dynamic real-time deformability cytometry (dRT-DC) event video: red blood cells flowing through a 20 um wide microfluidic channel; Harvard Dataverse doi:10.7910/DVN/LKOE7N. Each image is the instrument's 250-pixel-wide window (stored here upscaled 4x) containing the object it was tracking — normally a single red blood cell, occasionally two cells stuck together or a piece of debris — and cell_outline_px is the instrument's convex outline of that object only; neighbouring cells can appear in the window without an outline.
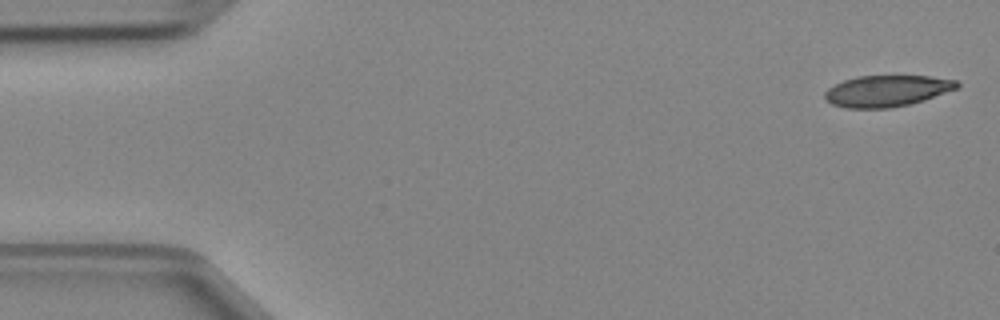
{"species": "Egyptian fruit bat (a non-hibernating species)", "species_latin": "Rousettus aegyptiacus", "temperature_condition": "cold", "stored_images_in_passage": 5, "camera_frame_rate_fps": 3000, "um_per_image_px": 0.085, "animal": {"sex": "female"}, "frame": {"image": 1, "passage_image": 1, "time_ms": 0.0, "image_size_px": [1000, 320], "cell_outline_px": [[960, 84], [956, 88], [924, 100], [912, 104], [888, 108], [844, 108], [832, 104], [824, 96], [824, 92], [828, 88], [844, 80], [856, 76], [928, 76], [956, 80]], "centroid_in_image_um": [75.36, 7.73], "position_along_channel_um": 9.6, "area_um2": 23.99}}